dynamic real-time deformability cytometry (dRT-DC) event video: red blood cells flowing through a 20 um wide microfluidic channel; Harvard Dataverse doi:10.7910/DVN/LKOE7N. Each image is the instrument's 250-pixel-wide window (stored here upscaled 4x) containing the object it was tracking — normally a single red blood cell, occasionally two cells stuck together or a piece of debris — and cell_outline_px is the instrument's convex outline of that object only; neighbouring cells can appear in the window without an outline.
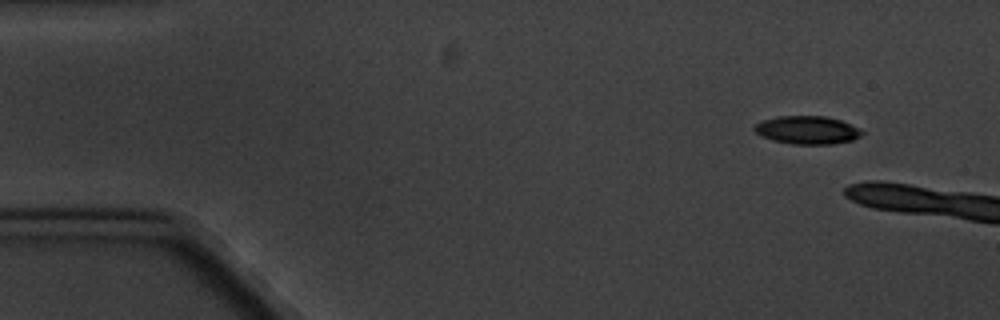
{"species": "common noctule bat (a hibernating species)", "species_latin": "Nyctalus noctula", "temperature_condition": "cold", "stored_images_in_passage": 4, "camera_frame_rate_fps": 3000, "um_per_image_px": 0.085, "animal": {"sex": "male", "body_mass_g": 20.1, "forearm_length_mm": 53.5}, "frame": {"image": 1, "passage_image": 1, "time_ms": 0.0, "image_size_px": [1000, 320], "cell_outline_px": [[864, 132], [860, 136], [852, 140], [832, 144], [792, 144], [772, 140], [760, 136], [752, 128], [756, 124], [764, 120], [780, 116], [824, 116], [840, 120]], "centroid_in_image_um": [68.58, 11.06], "position_along_channel_um": 16.4, "area_um2": 17.4}}